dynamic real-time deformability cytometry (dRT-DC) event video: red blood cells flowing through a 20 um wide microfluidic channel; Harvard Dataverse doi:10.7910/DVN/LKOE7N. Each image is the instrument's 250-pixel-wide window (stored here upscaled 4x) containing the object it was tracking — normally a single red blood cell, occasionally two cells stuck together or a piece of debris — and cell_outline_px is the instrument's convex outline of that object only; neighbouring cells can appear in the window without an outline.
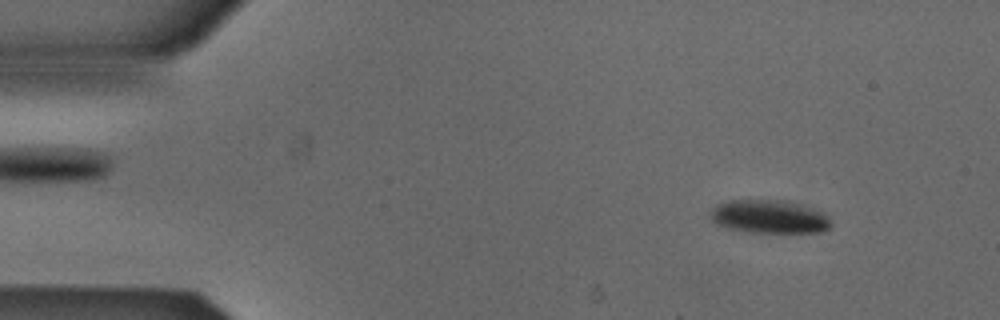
{"species": "Egyptian fruit bat (a non-hibernating species)", "species_latin": "Rousettus aegyptiacus", "temperature_condition": "cold", "stored_images_in_passage": 52, "camera_frame_rate_fps": 3000, "um_per_image_px": 0.085, "animal": {"sex": "male"}, "frame": {"image": 1, "passage_image": 5, "time_ms": 1.333, "image_size_px": [1000, 320], "cell_outline_px": [[832, 224], [824, 232], [748, 232], [724, 228], [716, 224], [708, 216], [708, 212], [716, 204], [728, 200], [784, 200], [800, 204], [828, 212]], "centroid_in_image_um": [65.38, 18.41], "position_along_channel_um": 19.6, "area_um2": 24.04}}
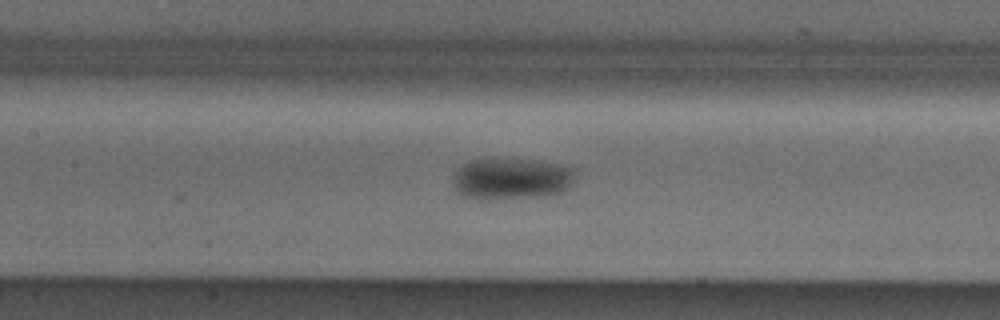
{"frame": {"image": 2, "passage_image": 23, "time_ms": 7.333, "image_size_px": [1000, 320], "cell_outline_px": [[576, 168], [572, 180], [568, 188], [560, 192], [536, 196], [464, 196], [452, 188], [452, 176], [460, 164], [472, 160], [492, 156], [540, 160]], "centroid_in_image_um": [43.43, 15.08], "position_along_channel_um": 164.0, "area_um2": 29.42}}
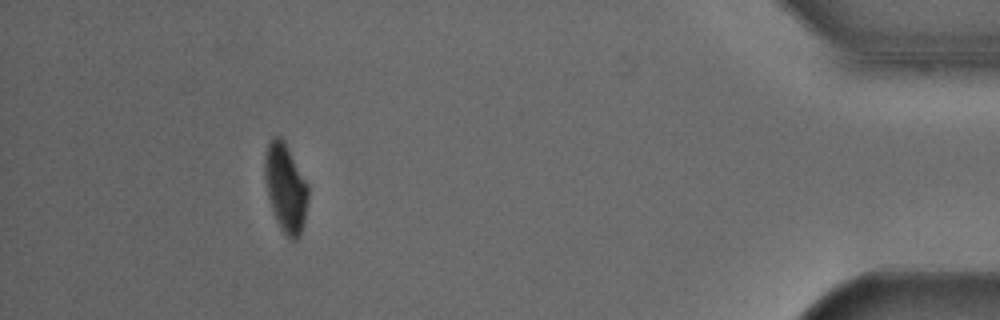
{"frame": {"image": 3, "passage_image": 47, "time_ms": 15.333, "image_size_px": [1000, 320], "cell_outline_px": [[308, 200], [304, 224], [296, 240], [292, 240], [280, 228], [276, 220], [268, 196], [264, 176], [264, 156], [268, 144], [276, 136], [280, 136], [284, 140], [308, 184]], "centroid_in_image_um": [24.28, 15.96], "position_along_channel_um": 410.9, "area_um2": 22.2}, "authors_computed_cell_mechanics": {"area_um2": 25.5187, "velocity_mm_per_s": 3.8781, "shape_relaxation_time_tau1_ms": 2.179, "shape_relaxation_time_tau2_ms": null, "deformation_change_tau1": 0.0923, "deformation_change_tau2": null}}